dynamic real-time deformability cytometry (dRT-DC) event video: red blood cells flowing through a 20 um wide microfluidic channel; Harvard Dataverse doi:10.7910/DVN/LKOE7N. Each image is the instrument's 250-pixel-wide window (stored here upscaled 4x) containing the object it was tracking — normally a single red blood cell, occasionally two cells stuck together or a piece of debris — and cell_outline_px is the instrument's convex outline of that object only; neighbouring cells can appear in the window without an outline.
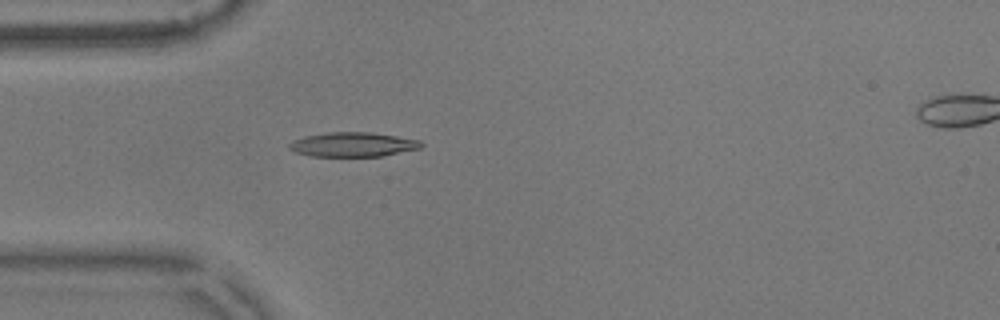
{"species": "common noctule bat (a hibernating species)", "species_latin": "Nyctalus noctula", "temperature_condition": "warm", "stored_images_in_passage": 41, "camera_frame_rate_fps": 3000, "um_per_image_px": 0.085, "animal": {"sex": "male", "body_mass_g": 17.9}, "frame": {"image": 1, "passage_image": 1, "time_ms": 0.0, "image_size_px": [1000, 320], "cell_outline_px": [[424, 144], [420, 148], [384, 156], [312, 156], [296, 152], [288, 148], [288, 144], [292, 140], [304, 136], [328, 132], [372, 132], [420, 140]], "centroid_in_image_um": [29.99, 12.28], "position_along_channel_um": 55.0, "area_um2": 18.84}}
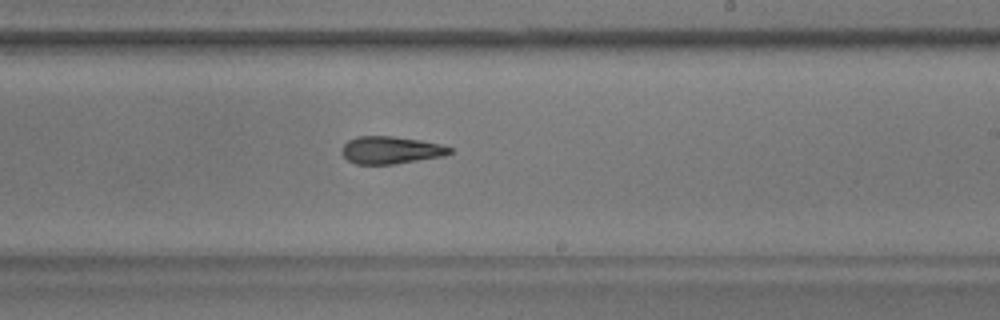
{"frame": {"image": 2, "passage_image": 18, "time_ms": 5.667, "image_size_px": [1000, 320], "cell_outline_px": [[452, 152], [444, 156], [392, 164], [356, 164], [348, 160], [340, 152], [340, 148], [348, 140], [356, 136], [392, 136], [420, 140], [440, 144], [452, 148]], "centroid_in_image_um": [33.18, 12.75], "position_along_channel_um": 255.8, "area_um2": 17.28}}
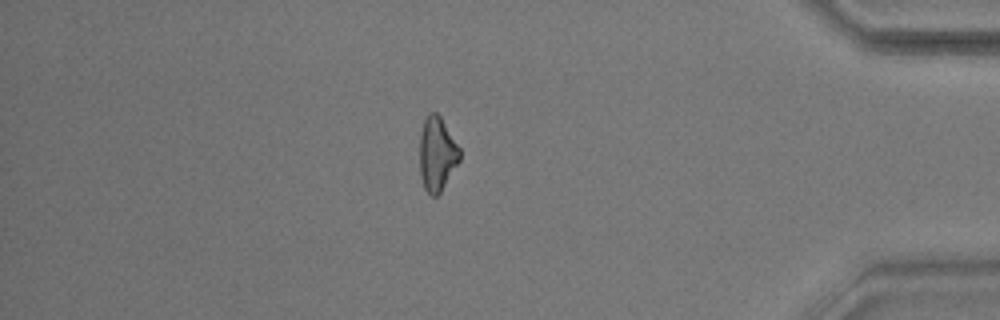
{"frame": {"image": 3, "passage_image": 33, "time_ms": 10.667, "image_size_px": [1000, 320], "cell_outline_px": [[460, 160], [440, 192], [436, 196], [432, 196], [424, 188], [420, 176], [420, 132], [424, 120], [428, 112], [436, 112], [440, 116], [460, 148]], "centroid_in_image_um": [37.14, 13.07], "position_along_channel_um": 398.1, "area_um2": 17.22}, "authors_computed_cell_mechanics": {"area_um2": 17.8602, "velocity_mm_per_s": 3.6102, "shape_relaxation_time_tau1_ms": null, "shape_relaxation_time_tau2_ms": 3.598, "deformation_change_tau1": null, "deformation_change_tau2": 0.1234}}